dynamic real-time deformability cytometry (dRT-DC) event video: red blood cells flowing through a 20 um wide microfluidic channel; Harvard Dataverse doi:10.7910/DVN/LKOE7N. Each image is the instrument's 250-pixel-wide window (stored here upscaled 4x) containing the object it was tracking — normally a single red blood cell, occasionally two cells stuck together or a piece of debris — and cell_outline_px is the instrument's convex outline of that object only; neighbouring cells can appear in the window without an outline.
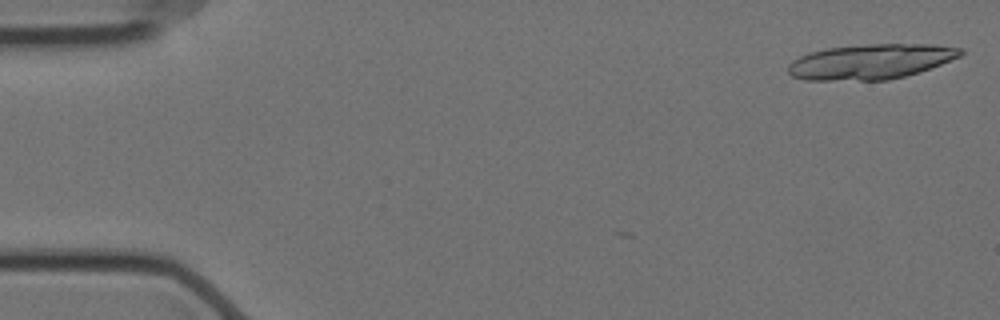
{"species": "Egyptian fruit bat (a non-hibernating species)", "species_latin": "Rousettus aegyptiacus", "temperature_condition": "cold", "stored_images_in_passage": 2, "camera_frame_rate_fps": 3000, "um_per_image_px": 0.085, "animal": {"sex": "female"}, "frame": {"image": 1, "passage_image": 2, "time_ms": 0.333, "image_size_px": [1000, 320], "cell_outline_px": [[964, 52], [960, 56], [940, 64], [904, 76], [888, 80], [804, 80], [792, 76], [788, 72], [788, 64], [792, 60], [800, 56], [812, 52], [828, 48], [868, 44], [932, 44], [964, 48]], "centroid_in_image_um": [74.0, 5.23], "position_along_channel_um": 11.0, "area_um2": 35.03}}